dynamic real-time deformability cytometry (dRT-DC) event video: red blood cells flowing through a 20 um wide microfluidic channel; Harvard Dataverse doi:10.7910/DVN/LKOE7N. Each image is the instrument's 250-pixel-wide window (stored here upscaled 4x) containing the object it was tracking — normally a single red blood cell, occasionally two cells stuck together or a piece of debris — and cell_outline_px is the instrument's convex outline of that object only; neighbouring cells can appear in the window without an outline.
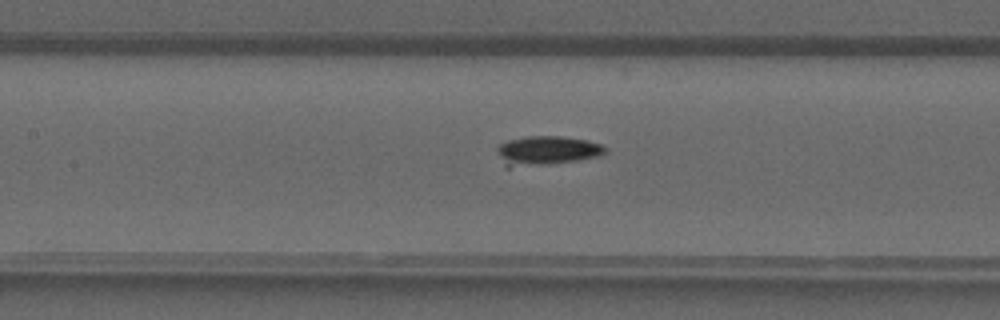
{"species": "common noctule bat (a hibernating species)", "species_latin": "Nyctalus noctula", "temperature_condition": "warm", "stored_images_in_passage": 41, "camera_frame_rate_fps": 3000, "um_per_image_px": 0.085, "animal": {"sex": "male", "forearm_length_mm": 52.5}, "frame": {"image": 1, "passage_image": 19, "time_ms": 6.0, "image_size_px": [1000, 320], "cell_outline_px": [[608, 152], [600, 156], [576, 160], [548, 164], [508, 168], [504, 168], [496, 148], [500, 144], [508, 140], [528, 136], [560, 136], [584, 140], [604, 144], [608, 148]], "centroid_in_image_um": [46.47, 12.81], "position_along_channel_um": 160.9, "area_um2": 18.55}}
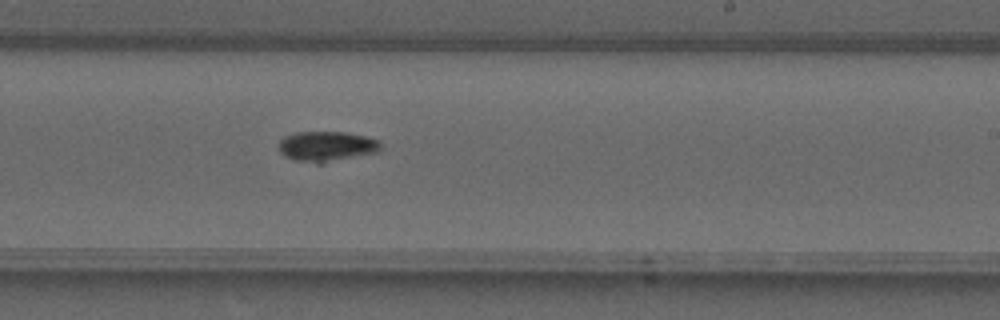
{"frame": {"image": 2, "passage_image": 25, "time_ms": 8.0, "image_size_px": [1000, 320], "cell_outline_px": [[380, 148], [376, 152], [324, 164], [316, 164], [296, 160], [284, 156], [280, 152], [276, 144], [284, 136], [296, 132], [348, 132], [380, 140]], "centroid_in_image_um": [27.72, 12.45], "position_along_channel_um": 261.3, "area_um2": 18.26}}
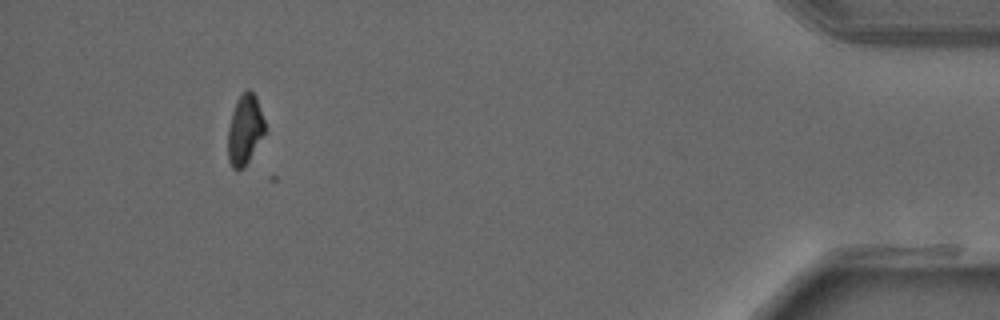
{"frame": {"image": 3, "passage_image": 38, "time_ms": 12.333, "image_size_px": [1000, 320], "cell_outline_px": [[264, 132], [244, 168], [232, 168], [228, 160], [228, 128], [232, 112], [236, 100], [248, 88], [256, 96], [264, 120]], "centroid_in_image_um": [20.78, 11.0], "position_along_channel_um": 414.4, "area_um2": 14.74}}